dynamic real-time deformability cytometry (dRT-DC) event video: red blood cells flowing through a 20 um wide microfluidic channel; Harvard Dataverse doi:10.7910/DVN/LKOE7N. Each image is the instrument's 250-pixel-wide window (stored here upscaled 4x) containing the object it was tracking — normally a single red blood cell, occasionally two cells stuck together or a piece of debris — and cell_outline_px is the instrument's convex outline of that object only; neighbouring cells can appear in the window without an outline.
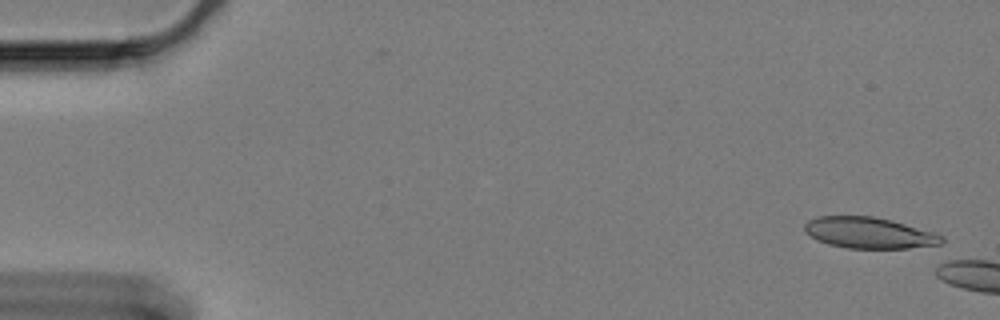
{"species": "Egyptian fruit bat (a non-hibernating species)", "species_latin": "Rousettus aegyptiacus", "temperature_condition": "cold", "stored_images_in_passage": 7, "camera_frame_rate_fps": 3000, "um_per_image_px": 0.085, "animal": {"sex": "female"}, "frame": {"image": 1, "passage_image": 2, "time_ms": 0.333, "image_size_px": [1000, 320], "cell_outline_px": [[944, 240], [940, 244], [908, 248], [848, 248], [828, 244], [812, 236], [804, 228], [804, 224], [808, 220], [816, 216], [872, 216], [892, 220], [932, 232], [944, 236]], "centroid_in_image_um": [73.88, 19.78], "position_along_channel_um": 11.1, "area_um2": 24.57}}